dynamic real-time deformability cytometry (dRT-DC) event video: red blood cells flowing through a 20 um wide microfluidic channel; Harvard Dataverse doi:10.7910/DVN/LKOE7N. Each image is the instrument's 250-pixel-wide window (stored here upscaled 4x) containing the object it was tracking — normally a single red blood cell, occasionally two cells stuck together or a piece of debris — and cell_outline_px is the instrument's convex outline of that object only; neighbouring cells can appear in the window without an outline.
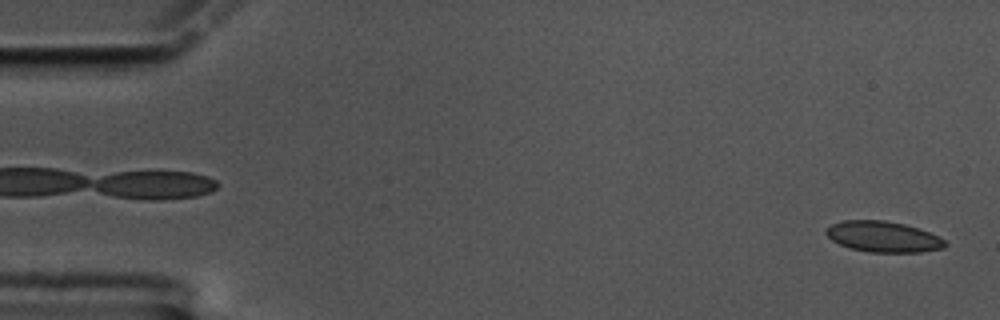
{"species": "common noctule bat (a hibernating species)", "species_latin": "Nyctalus noctula", "temperature_condition": "cold", "stored_images_in_passage": 59, "camera_frame_rate_fps": 3000, "um_per_image_px": 0.085, "animal": {"sex": "male", "body_mass_g": 17.5, "forearm_length_mm": 52.3}, "frame": {"image": 1, "passage_image": 1, "time_ms": 0.0, "image_size_px": [1000, 320], "cell_outline_px": [[948, 244], [944, 248], [920, 252], [868, 252], [848, 248], [832, 240], [824, 232], [832, 224], [844, 220], [884, 220], [904, 224], [920, 228], [944, 240]], "centroid_in_image_um": [75.07, 20.12], "position_along_channel_um": 9.9, "area_um2": 21.33}}
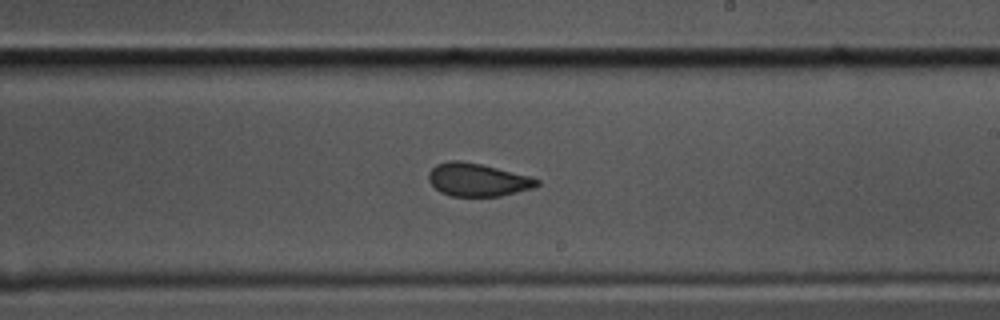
{"frame": {"image": 2, "passage_image": 34, "time_ms": 11.0, "image_size_px": [1000, 320], "cell_outline_px": [[540, 184], [532, 188], [500, 196], [452, 196], [440, 192], [428, 180], [428, 172], [436, 164], [448, 160], [460, 160], [480, 164], [528, 176], [540, 180]], "centroid_in_image_um": [40.55, 15.28], "position_along_channel_um": 248.4, "area_um2": 20.63}}
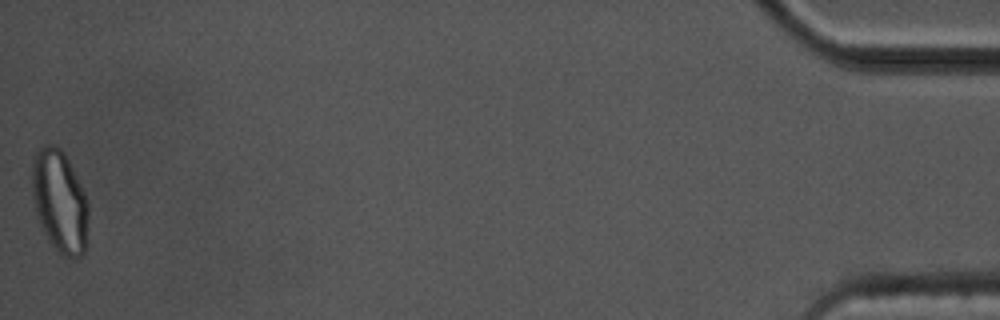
{"frame": {"image": 3, "passage_image": 59, "time_ms": 19.333, "image_size_px": [1000, 320], "cell_outline_px": [[88, 216], [84, 252], [76, 260], [64, 256], [48, 240], [36, 216], [32, 196], [32, 160], [36, 152], [44, 144], [56, 144], [64, 152], [84, 192], [88, 204]], "centroid_in_image_um": [5.05, 17.1], "position_along_channel_um": 430.1, "area_um2": 33.64}, "authors_computed_cell_mechanics": {"area_um2": 21.6172, "velocity_mm_per_s": 3.3356, "shape_relaxation_time_tau1_ms": null, "shape_relaxation_time_tau2_ms": 1.1871, "deformation_change_tau1": null, "deformation_change_tau2": 0.0455}}